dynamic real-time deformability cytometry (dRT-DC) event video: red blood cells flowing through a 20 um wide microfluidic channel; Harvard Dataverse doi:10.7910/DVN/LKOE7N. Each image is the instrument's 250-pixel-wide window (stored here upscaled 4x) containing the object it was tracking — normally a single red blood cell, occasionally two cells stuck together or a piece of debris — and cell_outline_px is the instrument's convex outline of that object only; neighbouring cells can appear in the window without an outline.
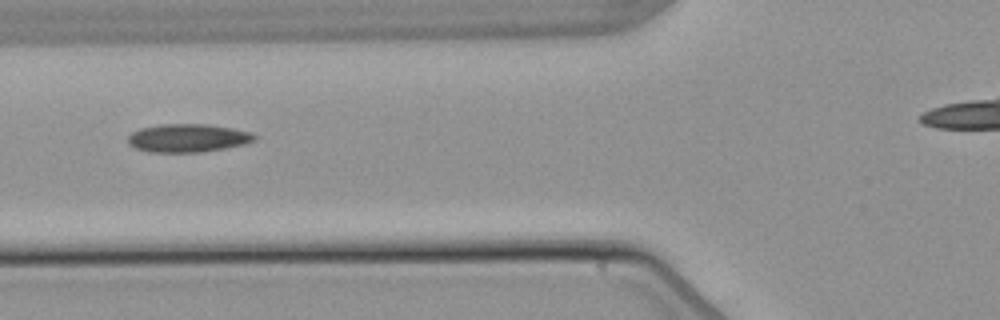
{"species": "common noctule bat (a hibernating species)", "species_latin": "Nyctalus noctula", "temperature_condition": "warm", "stored_images_in_passage": 3, "camera_frame_rate_fps": 3000, "um_per_image_px": 0.085, "animal": {"sex": "male", "body_mass_g": 21.5, "forearm_length_mm": 52.0}, "frame": {"image": 1, "passage_image": 3, "time_ms": 2.333, "image_size_px": [1000, 320], "cell_outline_px": [[256, 140], [244, 144], [224, 148], [200, 152], [148, 152], [136, 148], [128, 144], [128, 136], [132, 132], [140, 128], [160, 124], [204, 124], [232, 128], [252, 132], [256, 136]], "centroid_in_image_um": [15.95, 11.73], "position_along_channel_um": 109.8, "area_um2": 20.81}}